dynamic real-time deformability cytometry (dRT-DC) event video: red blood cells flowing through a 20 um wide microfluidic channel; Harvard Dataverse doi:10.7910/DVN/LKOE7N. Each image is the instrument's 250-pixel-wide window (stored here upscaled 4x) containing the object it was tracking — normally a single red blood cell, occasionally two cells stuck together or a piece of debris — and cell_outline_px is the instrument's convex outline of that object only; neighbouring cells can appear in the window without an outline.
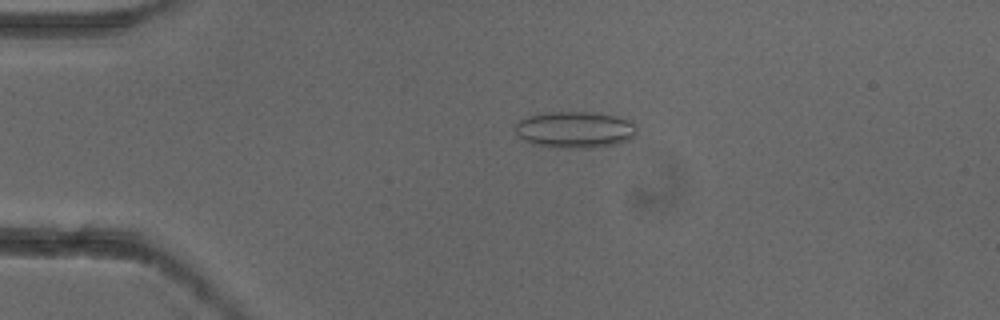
{"species": "common noctule bat (a hibernating species)", "species_latin": "Nyctalus noctula", "temperature_condition": "cold", "stored_images_in_passage": 4, "camera_frame_rate_fps": 3000, "um_per_image_px": 0.085, "animal": {"sex": "female"}, "frame": {"image": 1, "passage_image": 3, "time_ms": 0.667, "image_size_px": [1000, 320], "cell_outline_px": [[636, 132], [628, 140], [616, 144], [592, 148], [556, 148], [532, 144], [524, 140], [516, 132], [512, 124], [528, 116], [548, 112], [592, 112], [616, 116], [628, 120], [636, 128]], "centroid_in_image_um": [48.82, 11.03], "position_along_channel_um": 36.2, "area_um2": 25.95}}